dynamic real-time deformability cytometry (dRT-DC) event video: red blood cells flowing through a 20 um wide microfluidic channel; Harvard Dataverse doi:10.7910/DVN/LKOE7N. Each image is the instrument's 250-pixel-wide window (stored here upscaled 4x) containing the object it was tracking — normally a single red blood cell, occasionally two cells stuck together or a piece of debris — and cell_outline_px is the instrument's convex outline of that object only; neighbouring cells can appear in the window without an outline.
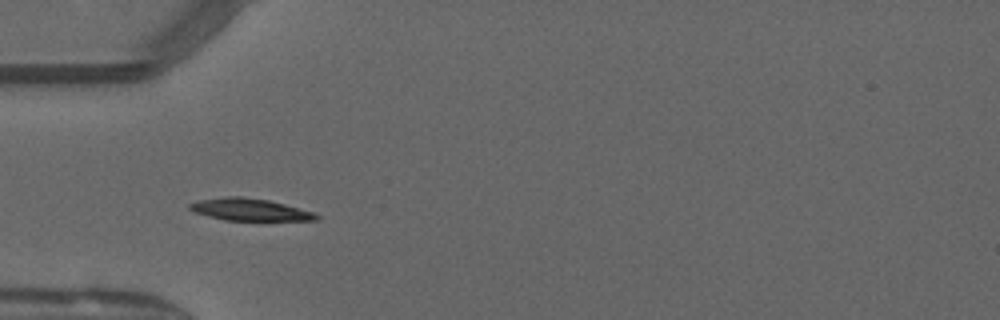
{"species": "common noctule bat (a hibernating species)", "species_latin": "Nyctalus noctula", "temperature_condition": "warm", "stored_images_in_passage": 35, "camera_frame_rate_fps": 3000, "um_per_image_px": 0.085, "animal": {"sex": "male", "forearm_length_mm": 52.5}, "frame": {"image": 1, "passage_image": 1, "time_ms": 0.0, "image_size_px": [1000, 320], "cell_outline_px": [[320, 216], [316, 220], [224, 220], [208, 216], [196, 212], [188, 208], [188, 204], [200, 200], [228, 196], [240, 196], [268, 200], [316, 212]], "centroid_in_image_um": [21.25, 17.81], "position_along_channel_um": 63.8, "area_um2": 16.18}}
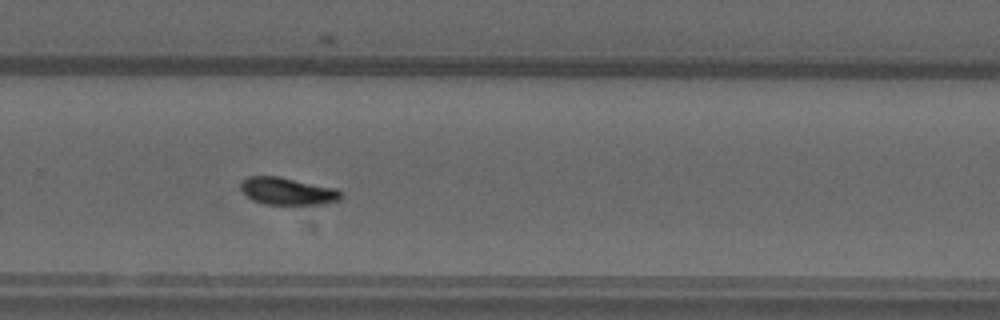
{"frame": {"image": 2, "passage_image": 19, "time_ms": 6.0, "image_size_px": [1000, 320], "cell_outline_px": [[340, 200], [324, 204], [264, 204], [252, 200], [240, 188], [240, 184], [248, 176], [280, 176], [336, 188], [340, 192]], "centroid_in_image_um": [24.44, 16.24], "position_along_channel_um": 305.4, "area_um2": 15.9}}
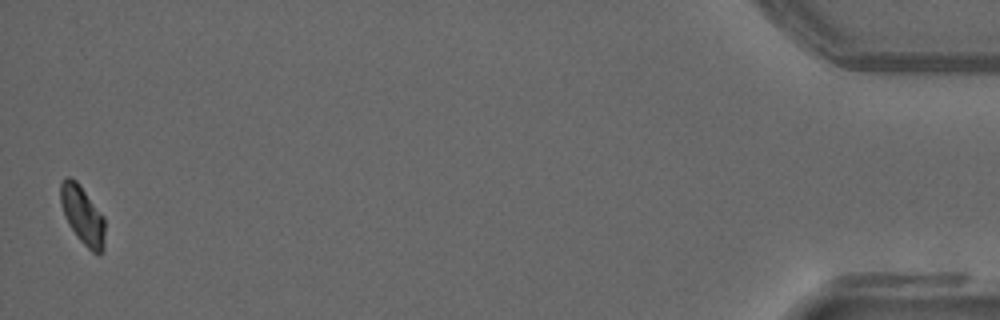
{"frame": {"image": 3, "passage_image": 35, "time_ms": 11.333, "image_size_px": [1000, 320], "cell_outline_px": [[104, 252], [100, 256], [92, 252], [76, 236], [68, 224], [64, 216], [60, 204], [60, 184], [64, 176], [72, 176], [80, 184], [104, 216]], "centroid_in_image_um": [7.01, 18.27], "position_along_channel_um": 428.2, "area_um2": 15.49}, "authors_computed_cell_mechanics": {"area_um2": 16.184, "velocity_mm_per_s": 4.0668, "shape_relaxation_time_tau1_ms": 3.8488, "shape_relaxation_time_tau2_ms": 4.808, "deformation_change_tau1": 0.1547, "deformation_change_tau2": 0.0726}}